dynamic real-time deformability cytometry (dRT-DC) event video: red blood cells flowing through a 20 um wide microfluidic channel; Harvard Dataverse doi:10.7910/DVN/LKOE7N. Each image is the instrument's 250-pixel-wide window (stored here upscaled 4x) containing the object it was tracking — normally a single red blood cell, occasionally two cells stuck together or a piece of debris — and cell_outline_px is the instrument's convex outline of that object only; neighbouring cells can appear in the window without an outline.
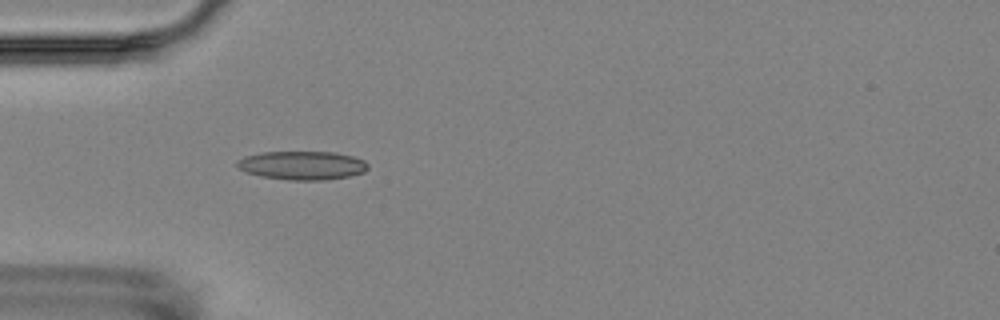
{"species": "Egyptian fruit bat (a non-hibernating species)", "species_latin": "Rousettus aegyptiacus", "temperature_condition": "room temperature", "stored_images_in_passage": 5, "camera_frame_rate_fps": 3000, "um_per_image_px": 0.085, "animal": {"sex": "female"}, "frame": {"image": 1, "passage_image": 5, "time_ms": 5.667, "image_size_px": [1000, 320], "cell_outline_px": [[368, 168], [364, 172], [348, 176], [320, 180], [288, 180], [260, 176], [244, 172], [236, 164], [236, 160], [244, 156], [260, 152], [336, 152], [352, 156], [364, 160], [368, 164]], "centroid_in_image_um": [25.65, 14.05], "position_along_channel_um": 59.3, "area_um2": 21.91}}